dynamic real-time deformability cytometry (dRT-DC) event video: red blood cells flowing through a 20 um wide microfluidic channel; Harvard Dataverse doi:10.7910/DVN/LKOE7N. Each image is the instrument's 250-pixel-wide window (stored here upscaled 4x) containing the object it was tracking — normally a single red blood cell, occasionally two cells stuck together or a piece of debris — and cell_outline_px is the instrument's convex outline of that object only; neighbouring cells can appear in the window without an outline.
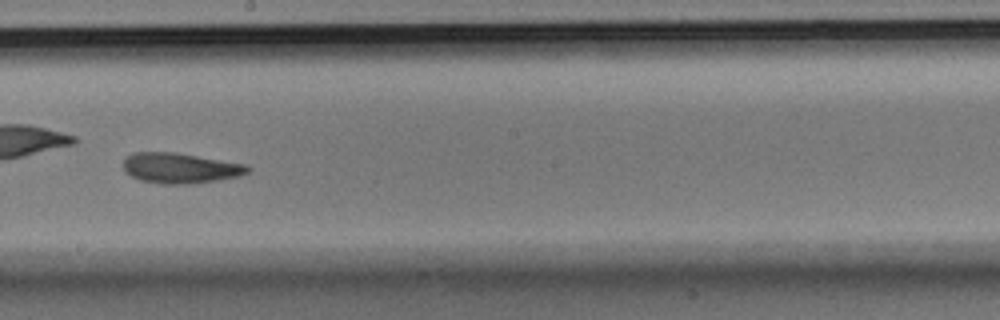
{"species": "Egyptian fruit bat (a non-hibernating species)", "species_latin": "Rousettus aegyptiacus", "temperature_condition": "room temperature", "stored_images_in_passage": 56, "camera_frame_rate_fps": 3000, "um_per_image_px": 0.085, "animal": {"sex": "male"}, "frame": {"image": 1, "passage_image": 32, "time_ms": 10.333, "image_size_px": [1000, 320], "cell_outline_px": [[248, 172], [240, 176], [216, 180], [188, 184], [164, 184], [140, 180], [124, 172], [124, 156], [132, 152], [176, 152], [244, 164], [248, 168]], "centroid_in_image_um": [15.25, 14.28], "position_along_channel_um": 233.0, "area_um2": 21.91}, "authors_computed_cell_mechanics": {"area_um2": 21.7039, "velocity_mm_per_s": 3.6446, "shape_relaxation_time_tau1_ms": 3.9914, "shape_relaxation_time_tau2_ms": 3.4449, "deformation_change_tau1": 0.1484, "deformation_change_tau2": 0.1125}}